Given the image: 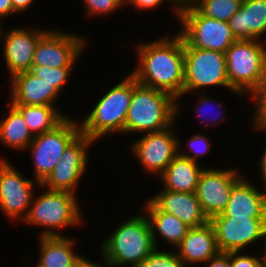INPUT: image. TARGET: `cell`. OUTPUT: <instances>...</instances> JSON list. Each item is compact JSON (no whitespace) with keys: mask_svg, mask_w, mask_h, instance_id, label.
I'll return each instance as SVG.
<instances>
[{"mask_svg":"<svg viewBox=\"0 0 266 267\" xmlns=\"http://www.w3.org/2000/svg\"><path fill=\"white\" fill-rule=\"evenodd\" d=\"M175 34L139 42L135 47L139 60L130 74L138 83L178 99L184 94V40L178 32Z\"/></svg>","mask_w":266,"mask_h":267,"instance_id":"1","label":"cell"},{"mask_svg":"<svg viewBox=\"0 0 266 267\" xmlns=\"http://www.w3.org/2000/svg\"><path fill=\"white\" fill-rule=\"evenodd\" d=\"M130 217L121 221L100 244L101 259L113 267H138L156 248L146 215Z\"/></svg>","mask_w":266,"mask_h":267,"instance_id":"2","label":"cell"},{"mask_svg":"<svg viewBox=\"0 0 266 267\" xmlns=\"http://www.w3.org/2000/svg\"><path fill=\"white\" fill-rule=\"evenodd\" d=\"M176 117L177 99L168 92L144 86L134 78L124 133L161 131L174 124Z\"/></svg>","mask_w":266,"mask_h":267,"instance_id":"3","label":"cell"},{"mask_svg":"<svg viewBox=\"0 0 266 267\" xmlns=\"http://www.w3.org/2000/svg\"><path fill=\"white\" fill-rule=\"evenodd\" d=\"M133 89L134 77L129 74L98 98L93 110L79 124L81 133L95 142L108 134H123Z\"/></svg>","mask_w":266,"mask_h":267,"instance_id":"4","label":"cell"},{"mask_svg":"<svg viewBox=\"0 0 266 267\" xmlns=\"http://www.w3.org/2000/svg\"><path fill=\"white\" fill-rule=\"evenodd\" d=\"M45 190L40 196L33 198L23 223L44 227L40 236H63L59 230L82 226V219L85 218H82L77 194Z\"/></svg>","mask_w":266,"mask_h":267,"instance_id":"5","label":"cell"},{"mask_svg":"<svg viewBox=\"0 0 266 267\" xmlns=\"http://www.w3.org/2000/svg\"><path fill=\"white\" fill-rule=\"evenodd\" d=\"M266 42L236 40L225 52L228 81L232 91L251 95L266 76Z\"/></svg>","mask_w":266,"mask_h":267,"instance_id":"6","label":"cell"},{"mask_svg":"<svg viewBox=\"0 0 266 267\" xmlns=\"http://www.w3.org/2000/svg\"><path fill=\"white\" fill-rule=\"evenodd\" d=\"M210 86H222L239 96L242 95L230 88L225 53L193 48L184 41V94L177 99V116L180 114V98Z\"/></svg>","mask_w":266,"mask_h":267,"instance_id":"7","label":"cell"},{"mask_svg":"<svg viewBox=\"0 0 266 267\" xmlns=\"http://www.w3.org/2000/svg\"><path fill=\"white\" fill-rule=\"evenodd\" d=\"M178 33L193 48L225 53L236 41L228 22L202 15L193 5L180 8Z\"/></svg>","mask_w":266,"mask_h":267,"instance_id":"8","label":"cell"},{"mask_svg":"<svg viewBox=\"0 0 266 267\" xmlns=\"http://www.w3.org/2000/svg\"><path fill=\"white\" fill-rule=\"evenodd\" d=\"M78 120L68 117L54 130L36 135L26 150L33 159L34 178L42 183L53 171L66 147L81 133Z\"/></svg>","mask_w":266,"mask_h":267,"instance_id":"9","label":"cell"},{"mask_svg":"<svg viewBox=\"0 0 266 267\" xmlns=\"http://www.w3.org/2000/svg\"><path fill=\"white\" fill-rule=\"evenodd\" d=\"M95 141L80 133L64 150L53 171L41 183L44 189L76 194L88 166V150Z\"/></svg>","mask_w":266,"mask_h":267,"instance_id":"10","label":"cell"},{"mask_svg":"<svg viewBox=\"0 0 266 267\" xmlns=\"http://www.w3.org/2000/svg\"><path fill=\"white\" fill-rule=\"evenodd\" d=\"M11 164L0 159V210L9 220L22 222L36 195L34 185L41 186V183L24 178Z\"/></svg>","mask_w":266,"mask_h":267,"instance_id":"11","label":"cell"},{"mask_svg":"<svg viewBox=\"0 0 266 267\" xmlns=\"http://www.w3.org/2000/svg\"><path fill=\"white\" fill-rule=\"evenodd\" d=\"M215 231L219 252L241 251L266 236V218L217 215L209 221ZM246 247V248H245Z\"/></svg>","mask_w":266,"mask_h":267,"instance_id":"12","label":"cell"},{"mask_svg":"<svg viewBox=\"0 0 266 267\" xmlns=\"http://www.w3.org/2000/svg\"><path fill=\"white\" fill-rule=\"evenodd\" d=\"M173 126L175 125L161 131L145 133L131 144V154L146 173L159 177L178 155L179 139L173 132Z\"/></svg>","mask_w":266,"mask_h":267,"instance_id":"13","label":"cell"},{"mask_svg":"<svg viewBox=\"0 0 266 267\" xmlns=\"http://www.w3.org/2000/svg\"><path fill=\"white\" fill-rule=\"evenodd\" d=\"M83 38L78 34L48 29L36 44L33 66L56 68L76 65L88 44L86 38Z\"/></svg>","mask_w":266,"mask_h":267,"instance_id":"14","label":"cell"},{"mask_svg":"<svg viewBox=\"0 0 266 267\" xmlns=\"http://www.w3.org/2000/svg\"><path fill=\"white\" fill-rule=\"evenodd\" d=\"M243 177L237 169L204 168L195 191L209 221L223 213L233 186Z\"/></svg>","mask_w":266,"mask_h":267,"instance_id":"15","label":"cell"},{"mask_svg":"<svg viewBox=\"0 0 266 267\" xmlns=\"http://www.w3.org/2000/svg\"><path fill=\"white\" fill-rule=\"evenodd\" d=\"M47 31L44 29L38 30L37 28H19L17 26L9 29L8 32H4L1 25L0 41L4 40L1 42L4 48L5 64L10 74L9 78H12L17 73L30 71L33 66L36 44Z\"/></svg>","mask_w":266,"mask_h":267,"instance_id":"16","label":"cell"},{"mask_svg":"<svg viewBox=\"0 0 266 267\" xmlns=\"http://www.w3.org/2000/svg\"><path fill=\"white\" fill-rule=\"evenodd\" d=\"M10 81L9 101L11 104L52 105L60 97L58 88L30 71L15 74Z\"/></svg>","mask_w":266,"mask_h":267,"instance_id":"17","label":"cell"},{"mask_svg":"<svg viewBox=\"0 0 266 267\" xmlns=\"http://www.w3.org/2000/svg\"><path fill=\"white\" fill-rule=\"evenodd\" d=\"M150 200L161 211L174 215L190 228L200 227L209 222L195 192L161 190Z\"/></svg>","mask_w":266,"mask_h":267,"instance_id":"18","label":"cell"},{"mask_svg":"<svg viewBox=\"0 0 266 267\" xmlns=\"http://www.w3.org/2000/svg\"><path fill=\"white\" fill-rule=\"evenodd\" d=\"M245 178L244 175L233 186L227 206L220 215L266 218V191H260Z\"/></svg>","mask_w":266,"mask_h":267,"instance_id":"19","label":"cell"},{"mask_svg":"<svg viewBox=\"0 0 266 267\" xmlns=\"http://www.w3.org/2000/svg\"><path fill=\"white\" fill-rule=\"evenodd\" d=\"M176 252L188 266L206 263L219 252L213 225L208 222L206 225L190 228Z\"/></svg>","mask_w":266,"mask_h":267,"instance_id":"20","label":"cell"},{"mask_svg":"<svg viewBox=\"0 0 266 267\" xmlns=\"http://www.w3.org/2000/svg\"><path fill=\"white\" fill-rule=\"evenodd\" d=\"M228 25L236 40H260L266 34V0H243Z\"/></svg>","mask_w":266,"mask_h":267,"instance_id":"21","label":"cell"},{"mask_svg":"<svg viewBox=\"0 0 266 267\" xmlns=\"http://www.w3.org/2000/svg\"><path fill=\"white\" fill-rule=\"evenodd\" d=\"M40 257L36 266L42 267H79L85 258L76 252L73 237L39 236ZM75 249V250H74Z\"/></svg>","mask_w":266,"mask_h":267,"instance_id":"22","label":"cell"},{"mask_svg":"<svg viewBox=\"0 0 266 267\" xmlns=\"http://www.w3.org/2000/svg\"><path fill=\"white\" fill-rule=\"evenodd\" d=\"M142 209L147 215L155 247L159 248L157 235H160L162 240L177 248L190 227L174 215L161 211L150 199Z\"/></svg>","mask_w":266,"mask_h":267,"instance_id":"23","label":"cell"},{"mask_svg":"<svg viewBox=\"0 0 266 267\" xmlns=\"http://www.w3.org/2000/svg\"><path fill=\"white\" fill-rule=\"evenodd\" d=\"M199 164L178 154L159 176V181L163 184L161 190L195 192L200 174L204 170Z\"/></svg>","mask_w":266,"mask_h":267,"instance_id":"24","label":"cell"},{"mask_svg":"<svg viewBox=\"0 0 266 267\" xmlns=\"http://www.w3.org/2000/svg\"><path fill=\"white\" fill-rule=\"evenodd\" d=\"M12 105L22 114L30 132L34 136L54 130L68 117L57 106Z\"/></svg>","mask_w":266,"mask_h":267,"instance_id":"25","label":"cell"},{"mask_svg":"<svg viewBox=\"0 0 266 267\" xmlns=\"http://www.w3.org/2000/svg\"><path fill=\"white\" fill-rule=\"evenodd\" d=\"M9 113L0 120V143L14 150H26L35 137L22 114L10 103Z\"/></svg>","mask_w":266,"mask_h":267,"instance_id":"26","label":"cell"},{"mask_svg":"<svg viewBox=\"0 0 266 267\" xmlns=\"http://www.w3.org/2000/svg\"><path fill=\"white\" fill-rule=\"evenodd\" d=\"M243 0H197L193 6L204 16L228 22L239 11Z\"/></svg>","mask_w":266,"mask_h":267,"instance_id":"27","label":"cell"},{"mask_svg":"<svg viewBox=\"0 0 266 267\" xmlns=\"http://www.w3.org/2000/svg\"><path fill=\"white\" fill-rule=\"evenodd\" d=\"M73 68L74 66H62L56 68H50L46 65L32 66L30 72L35 76L42 78L44 81L54 84L58 90L62 92Z\"/></svg>","mask_w":266,"mask_h":267,"instance_id":"28","label":"cell"},{"mask_svg":"<svg viewBox=\"0 0 266 267\" xmlns=\"http://www.w3.org/2000/svg\"><path fill=\"white\" fill-rule=\"evenodd\" d=\"M138 267H188L178 256L177 252L162 251L155 248Z\"/></svg>","mask_w":266,"mask_h":267,"instance_id":"29","label":"cell"},{"mask_svg":"<svg viewBox=\"0 0 266 267\" xmlns=\"http://www.w3.org/2000/svg\"><path fill=\"white\" fill-rule=\"evenodd\" d=\"M207 136L208 135L201 133H196L194 136H191L190 140L187 142V148H189L187 152H184L181 148V143L178 142V154L199 163L198 159L204 154H207V152L209 153L212 146L210 140H208L209 137ZM191 152L192 154H190Z\"/></svg>","mask_w":266,"mask_h":267,"instance_id":"30","label":"cell"},{"mask_svg":"<svg viewBox=\"0 0 266 267\" xmlns=\"http://www.w3.org/2000/svg\"><path fill=\"white\" fill-rule=\"evenodd\" d=\"M249 98L256 103L255 112L252 114V128H266V76Z\"/></svg>","mask_w":266,"mask_h":267,"instance_id":"31","label":"cell"},{"mask_svg":"<svg viewBox=\"0 0 266 267\" xmlns=\"http://www.w3.org/2000/svg\"><path fill=\"white\" fill-rule=\"evenodd\" d=\"M84 1V9L90 17L97 15H111L113 12L123 9L124 0H82ZM111 13V14H110Z\"/></svg>","mask_w":266,"mask_h":267,"instance_id":"32","label":"cell"},{"mask_svg":"<svg viewBox=\"0 0 266 267\" xmlns=\"http://www.w3.org/2000/svg\"><path fill=\"white\" fill-rule=\"evenodd\" d=\"M213 99L214 98L211 97V96H207L206 94H203V95L201 94L200 97H198L199 101L195 105V108L197 107V109L195 111V113L197 114V117H200L201 118L200 122L203 120L205 122L204 124L207 125V126H210V125L211 126H215L216 124L217 125L220 124V122L223 120L222 119L223 118L222 115H224L223 113L225 112L224 111V106H222L223 102L221 101L216 105L217 106L216 108H218L217 110L220 109L219 110L220 113L218 115L215 114L216 116L213 115V116L209 117L207 115V112L204 113V111H206L204 109H206L209 106V104H210V106H212V103H214V102H212V101H214ZM220 107H222V108H220ZM203 113L206 114V115H204ZM201 115H203V116H201Z\"/></svg>","mask_w":266,"mask_h":267,"instance_id":"33","label":"cell"},{"mask_svg":"<svg viewBox=\"0 0 266 267\" xmlns=\"http://www.w3.org/2000/svg\"><path fill=\"white\" fill-rule=\"evenodd\" d=\"M164 1H167L169 4L172 3V8L174 11V14L177 16V19L180 16V8L177 6L176 2L174 0H124V5H131L133 9L136 10H148V9H155L157 6L160 7Z\"/></svg>","mask_w":266,"mask_h":267,"instance_id":"34","label":"cell"},{"mask_svg":"<svg viewBox=\"0 0 266 267\" xmlns=\"http://www.w3.org/2000/svg\"><path fill=\"white\" fill-rule=\"evenodd\" d=\"M231 267H263L261 257L241 254V251L230 252Z\"/></svg>","mask_w":266,"mask_h":267,"instance_id":"35","label":"cell"},{"mask_svg":"<svg viewBox=\"0 0 266 267\" xmlns=\"http://www.w3.org/2000/svg\"><path fill=\"white\" fill-rule=\"evenodd\" d=\"M205 265V267H231L230 252H218Z\"/></svg>","mask_w":266,"mask_h":267,"instance_id":"36","label":"cell"},{"mask_svg":"<svg viewBox=\"0 0 266 267\" xmlns=\"http://www.w3.org/2000/svg\"><path fill=\"white\" fill-rule=\"evenodd\" d=\"M13 13L15 14L16 12L13 9L11 0H0V21L4 17L7 18L11 14L13 15ZM0 24H3V23H0Z\"/></svg>","mask_w":266,"mask_h":267,"instance_id":"37","label":"cell"},{"mask_svg":"<svg viewBox=\"0 0 266 267\" xmlns=\"http://www.w3.org/2000/svg\"><path fill=\"white\" fill-rule=\"evenodd\" d=\"M13 9L17 13H22L33 5L35 0H11ZM30 6V7H29Z\"/></svg>","mask_w":266,"mask_h":267,"instance_id":"38","label":"cell"},{"mask_svg":"<svg viewBox=\"0 0 266 267\" xmlns=\"http://www.w3.org/2000/svg\"><path fill=\"white\" fill-rule=\"evenodd\" d=\"M261 130V131H264V132H266V128H262V129H258V128H254L253 130ZM260 160V163H259V165H260V173H261V177H262V179H263V184H264V186H265V188L263 189V191L265 190L266 191V146H265V149H264V151H263V154H262V156H261V159H259ZM263 175V176H262Z\"/></svg>","mask_w":266,"mask_h":267,"instance_id":"39","label":"cell"},{"mask_svg":"<svg viewBox=\"0 0 266 267\" xmlns=\"http://www.w3.org/2000/svg\"><path fill=\"white\" fill-rule=\"evenodd\" d=\"M103 261V262H102ZM101 263L102 264H99L98 263H94L92 261H90L88 258H84L81 263H80V266L79 267H113L108 261L106 260H101ZM104 264V265H103Z\"/></svg>","mask_w":266,"mask_h":267,"instance_id":"40","label":"cell"},{"mask_svg":"<svg viewBox=\"0 0 266 267\" xmlns=\"http://www.w3.org/2000/svg\"><path fill=\"white\" fill-rule=\"evenodd\" d=\"M179 8L187 5H193L197 0H174Z\"/></svg>","mask_w":266,"mask_h":267,"instance_id":"41","label":"cell"},{"mask_svg":"<svg viewBox=\"0 0 266 267\" xmlns=\"http://www.w3.org/2000/svg\"><path fill=\"white\" fill-rule=\"evenodd\" d=\"M263 241H264V246H263L264 251H263V254L261 255V262H262L263 267H266V236Z\"/></svg>","mask_w":266,"mask_h":267,"instance_id":"42","label":"cell"}]
</instances>
